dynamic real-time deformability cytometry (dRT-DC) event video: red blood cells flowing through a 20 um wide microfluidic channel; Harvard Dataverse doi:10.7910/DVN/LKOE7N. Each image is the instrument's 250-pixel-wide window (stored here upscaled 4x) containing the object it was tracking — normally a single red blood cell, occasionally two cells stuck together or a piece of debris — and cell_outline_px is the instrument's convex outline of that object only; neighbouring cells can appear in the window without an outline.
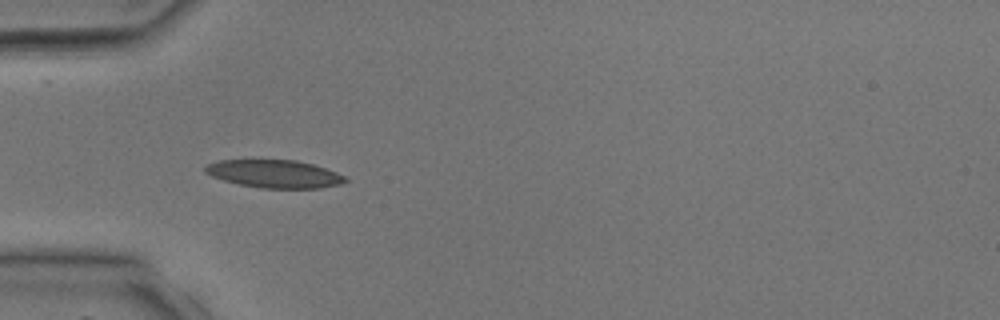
{"species": "common noctule bat (a hibernating species)", "species_latin": "Nyctalus noctula", "temperature_condition": "room temperature", "stored_images_in_passage": 2, "camera_frame_rate_fps": 3000, "um_per_image_px": 0.085, "animal": {"sex": "male", "body_mass_g": 17.9, "forearm_length_mm": 54.2}, "frame": {"image": 1, "passage_image": 1, "time_ms": 0.0, "image_size_px": [1000, 320], "cell_outline_px": [[348, 180], [340, 184], [320, 188], [260, 188], [240, 184], [224, 180], [212, 176], [204, 172], [204, 168], [208, 164], [220, 160], [296, 160], [312, 164], [336, 172], [344, 176]], "centroid_in_image_um": [23.32, 14.78], "position_along_channel_um": 61.7, "area_um2": 22.54}}